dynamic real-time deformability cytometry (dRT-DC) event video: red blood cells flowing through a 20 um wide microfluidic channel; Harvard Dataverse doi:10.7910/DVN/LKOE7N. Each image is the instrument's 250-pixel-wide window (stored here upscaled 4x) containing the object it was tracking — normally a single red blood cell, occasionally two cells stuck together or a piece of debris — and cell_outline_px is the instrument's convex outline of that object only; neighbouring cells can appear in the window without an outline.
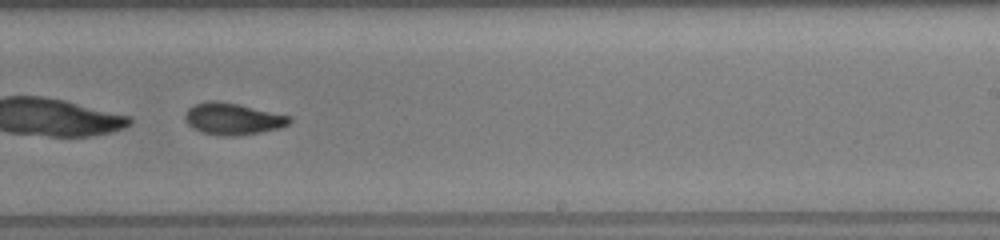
{"species": "common noctule bat (a hibernating species)", "species_latin": "Nyctalus noctula", "temperature_condition": "room temperature", "stored_images_in_passage": 47, "camera_frame_rate_fps": 3000, "um_per_image_px": 0.085, "animal": {"sex": "female", "body_mass_g": 19.5, "forearm_length_mm": 54.1}, "frame": {"image": 1, "passage_image": 32, "time_ms": 10.667, "image_size_px": [1000, 240], "cell_outline_px": [[292, 120], [288, 124], [280, 128], [260, 132], [236, 136], [224, 136], [200, 132], [192, 128], [188, 124], [184, 116], [184, 112], [192, 104], [208, 100], [216, 100], [236, 104], [292, 116]], "centroid_in_image_um": [19.75, 10.1], "position_along_channel_um": 269.3, "area_um2": 19.42}}
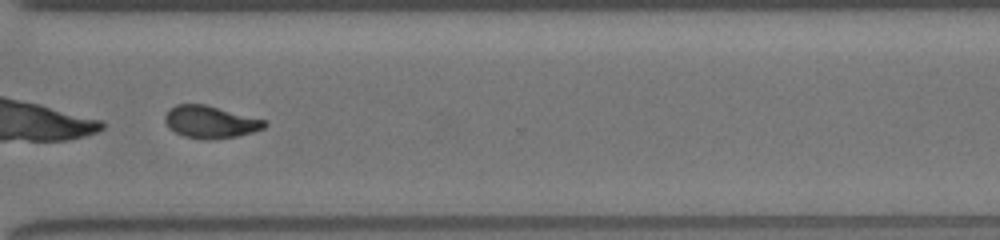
{"frame": {"image": 2, "passage_image": 38, "time_ms": 12.667, "image_size_px": [1000, 240], "cell_outline_px": [[268, 124], [264, 128], [252, 132], [236, 136], [212, 140], [204, 140], [184, 136], [168, 128], [164, 120], [164, 116], [168, 108], [176, 104], [204, 104], [264, 120]], "centroid_in_image_um": [17.82, 10.37], "position_along_channel_um": 352.8, "area_um2": 18.73}}